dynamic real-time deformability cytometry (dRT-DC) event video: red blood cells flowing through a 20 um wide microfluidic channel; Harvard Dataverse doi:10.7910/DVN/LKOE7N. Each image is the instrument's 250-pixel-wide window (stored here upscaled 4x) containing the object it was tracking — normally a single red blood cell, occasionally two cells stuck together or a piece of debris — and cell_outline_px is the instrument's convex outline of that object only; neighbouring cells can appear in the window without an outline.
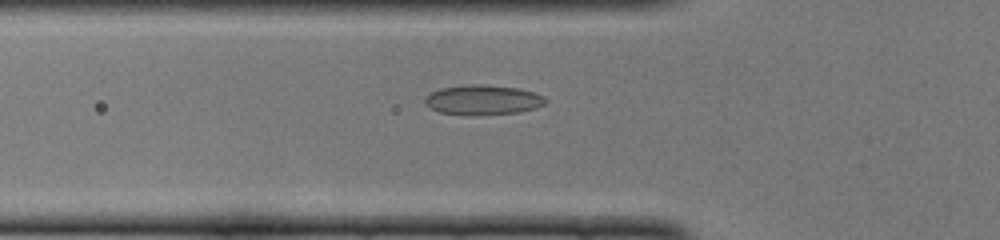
{"species": "common noctule bat (a hibernating species)", "species_latin": "Nyctalus noctula", "temperature_condition": "cold", "stored_images_in_passage": 49, "camera_frame_rate_fps": 3000, "um_per_image_px": 0.085, "animal": {"sex": "female", "body_mass_g": 22.0, "forearm_length_mm": 56.7}, "frame": {"image": 1, "passage_image": 17, "time_ms": 5.333, "image_size_px": [1000, 240], "cell_outline_px": [[548, 100], [544, 104], [536, 108], [516, 112], [476, 116], [464, 116], [440, 112], [432, 108], [424, 100], [432, 92], [440, 88], [480, 84], [484, 84], [520, 88], [544, 96]], "centroid_in_image_um": [41.09, 8.51], "position_along_channel_um": 84.7, "area_um2": 20.92}}
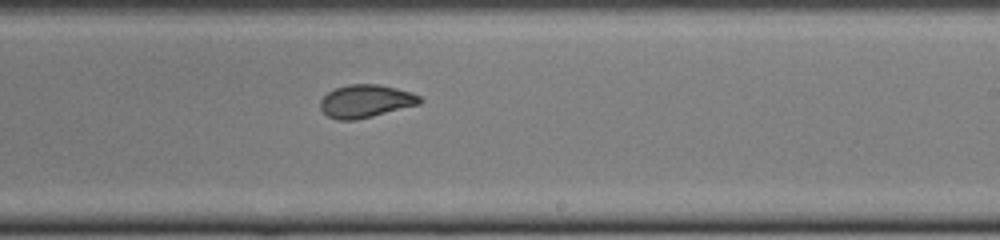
{"frame": {"image": 2, "passage_image": 30, "time_ms": 9.667, "image_size_px": [1000, 240], "cell_outline_px": [[424, 100], [420, 104], [356, 120], [336, 120], [328, 116], [320, 108], [320, 100], [328, 92], [336, 88], [348, 84], [380, 84], [412, 92], [420, 96]], "centroid_in_image_um": [31.1, 8.59], "position_along_channel_um": 257.9, "area_um2": 19.13}}
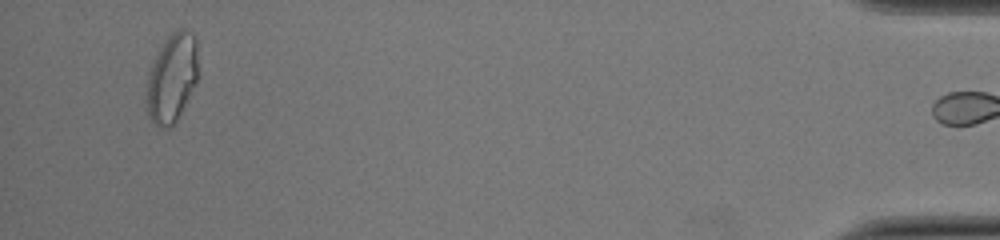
{"frame": {"image": 3, "passage_image": 48, "time_ms": 15.667, "image_size_px": [1000, 240], "cell_outline_px": [[200, 76], [196, 84], [176, 120], [168, 128], [160, 128], [148, 116], [144, 100], [148, 72], [156, 52], [168, 36], [172, 32], [180, 28], [184, 28], [192, 32], [196, 36]], "centroid_in_image_um": [14.62, 6.58], "position_along_channel_um": 420.6, "area_um2": 27.57}, "authors_computed_cell_mechanics": {"area_um2": 20.4612, "velocity_mm_per_s": 3.9949, "shape_relaxation_time_tau1_ms": 10.3686, "shape_relaxation_time_tau2_ms": 1.2941, "deformation_change_tau1": 0.2309, "deformation_change_tau2": 0.0607}}